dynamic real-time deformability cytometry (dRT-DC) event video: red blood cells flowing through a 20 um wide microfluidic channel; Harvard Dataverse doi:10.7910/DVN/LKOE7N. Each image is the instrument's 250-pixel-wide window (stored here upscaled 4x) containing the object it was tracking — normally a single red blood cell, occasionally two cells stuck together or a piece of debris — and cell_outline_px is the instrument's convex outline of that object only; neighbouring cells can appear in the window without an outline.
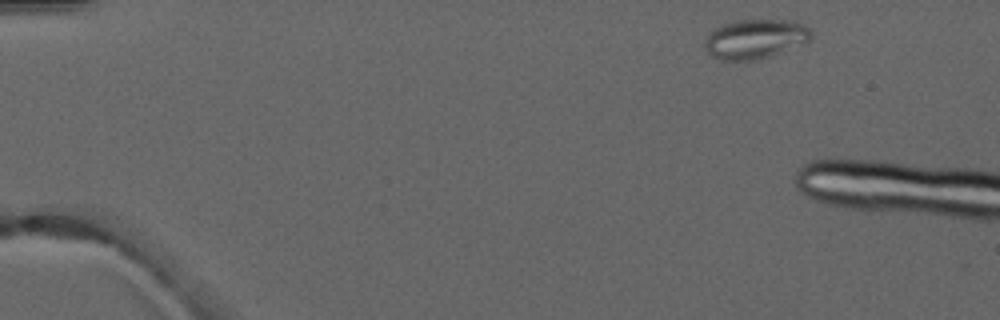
{"species": "common noctule bat (a hibernating species)", "species_latin": "Nyctalus noctula", "temperature_condition": "warm", "stored_images_in_passage": 2, "camera_frame_rate_fps": 3000, "um_per_image_px": 0.085, "animal": {"sex": "male", "forearm_length_mm": 52.5}, "frame": {"image": 1, "passage_image": 1, "time_ms": 0.0, "image_size_px": [1000, 320], "cell_outline_px": [[812, 36], [808, 40], [768, 56], [752, 60], [720, 60], [712, 56], [704, 48], [704, 44], [708, 36], [720, 24], [736, 20], [792, 20], [804, 24], [812, 32]], "centroid_in_image_um": [64.15, 3.29], "position_along_channel_um": 20.9, "area_um2": 23.99}}